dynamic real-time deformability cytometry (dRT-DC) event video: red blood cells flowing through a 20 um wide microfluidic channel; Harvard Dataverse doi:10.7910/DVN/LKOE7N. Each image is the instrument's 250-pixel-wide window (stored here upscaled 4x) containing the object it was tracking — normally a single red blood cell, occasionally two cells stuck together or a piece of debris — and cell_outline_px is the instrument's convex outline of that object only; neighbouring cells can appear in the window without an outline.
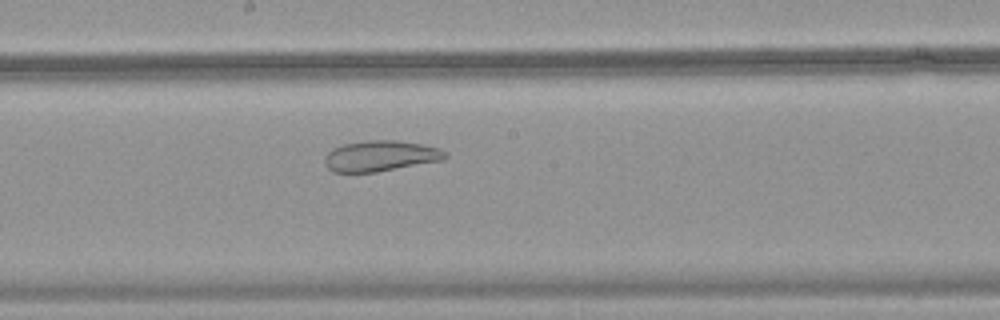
{"species": "common noctule bat (a hibernating species)", "species_latin": "Nyctalus noctula", "temperature_condition": "warm", "stored_images_in_passage": 50, "camera_frame_rate_fps": 3000, "um_per_image_px": 0.085, "animal": {"sex": "female", "body_mass_g": 18.4}, "frame": {"image": 1, "passage_image": 28, "time_ms": 9.0, "image_size_px": [1000, 320], "cell_outline_px": [[448, 156], [444, 160], [376, 172], [332, 172], [328, 168], [324, 160], [324, 156], [332, 148], [344, 144], [368, 140], [396, 140], [424, 144], [440, 148], [448, 152]], "centroid_in_image_um": [32.38, 13.25], "position_along_channel_um": 215.8, "area_um2": 21.79}}
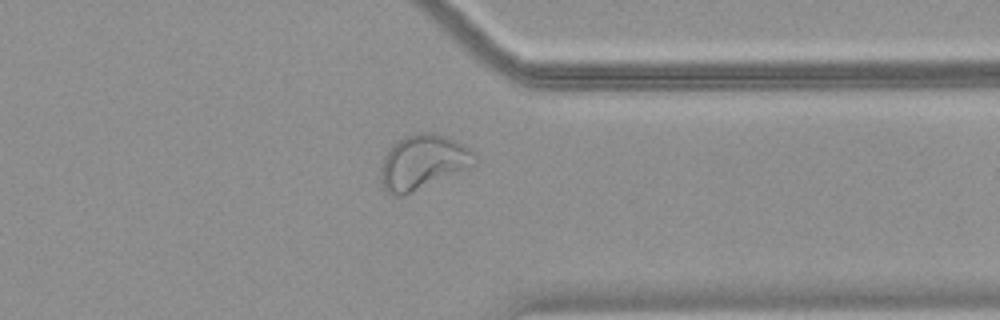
{"frame": {"image": 2, "passage_image": 40, "time_ms": 13.0, "image_size_px": [1000, 320], "cell_outline_px": [[480, 160], [476, 164], [468, 168], [404, 196], [392, 196], [380, 184], [380, 172], [384, 156], [392, 144], [404, 136], [420, 132], [436, 132], [464, 144], [472, 148], [476, 152]], "centroid_in_image_um": [35.98, 13.77], "position_along_channel_um": 375.4, "area_um2": 30.4}}
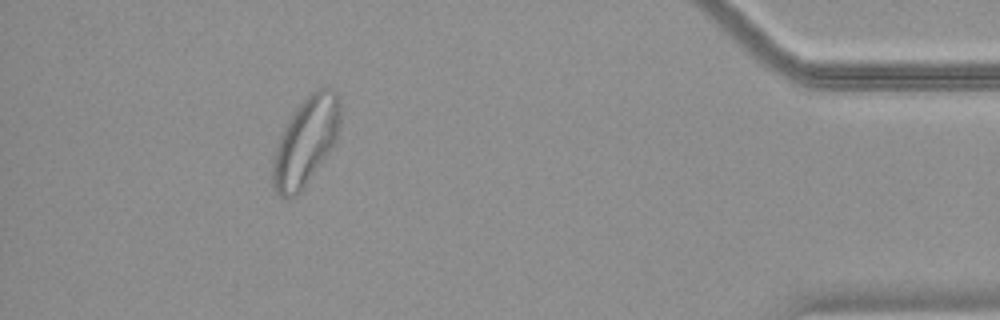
{"frame": {"image": 3, "passage_image": 46, "time_ms": 15.0, "image_size_px": [1000, 320], "cell_outline_px": [[340, 124], [336, 140], [300, 192], [296, 196], [288, 200], [284, 200], [272, 188], [272, 160], [280, 136], [288, 120], [296, 108], [316, 88], [328, 88], [336, 92], [340, 100]], "centroid_in_image_um": [25.96, 12.05], "position_along_channel_um": 409.2, "area_um2": 34.33}}